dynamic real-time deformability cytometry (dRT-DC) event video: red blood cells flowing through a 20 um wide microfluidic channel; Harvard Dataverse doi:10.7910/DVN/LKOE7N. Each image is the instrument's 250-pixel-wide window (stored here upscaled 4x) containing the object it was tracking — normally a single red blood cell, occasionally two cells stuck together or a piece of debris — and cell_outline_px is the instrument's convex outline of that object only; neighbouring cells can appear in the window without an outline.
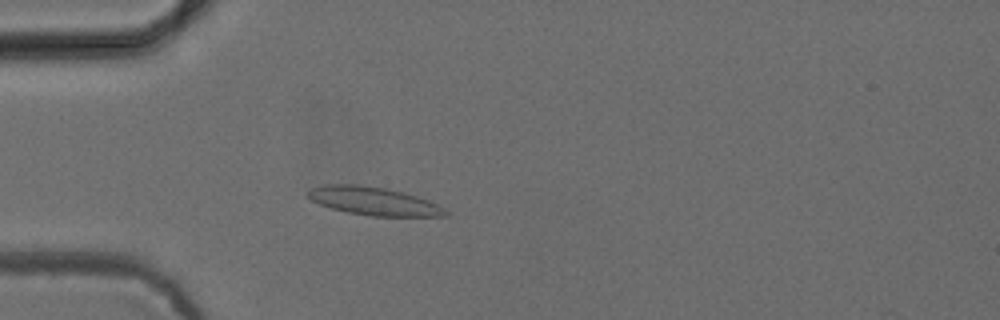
{"species": "common noctule bat (a hibernating species)", "species_latin": "Nyctalus noctula", "temperature_condition": "cold", "stored_images_in_passage": 54, "camera_frame_rate_fps": 3000, "um_per_image_px": 0.085, "animal": {"sex": "female", "body_mass_g": 24.6, "forearm_length_mm": 56.2}, "frame": {"image": 1, "passage_image": 15, "time_ms": 4.667, "image_size_px": [1000, 320], "cell_outline_px": [[448, 216], [372, 216], [348, 212], [332, 208], [320, 204], [312, 200], [308, 196], [308, 188], [324, 184], [360, 184], [388, 188], [404, 192], [428, 200], [444, 208], [448, 212]], "centroid_in_image_um": [31.75, 17.08], "position_along_channel_um": 53.2, "area_um2": 22.66}}
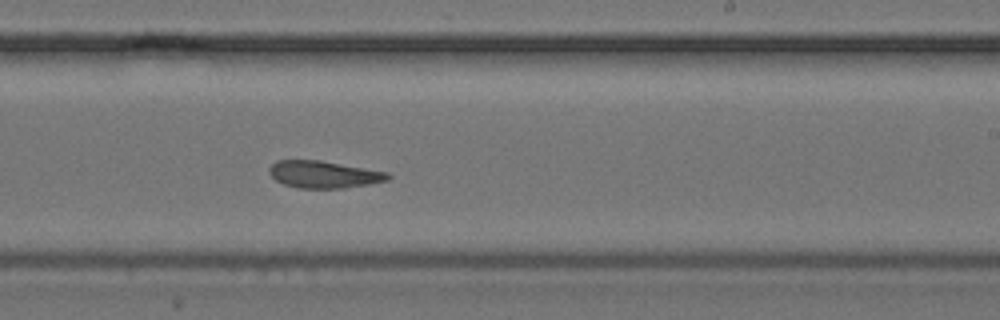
{"frame": {"image": 2, "passage_image": 32, "time_ms": 10.333, "image_size_px": [1000, 320], "cell_outline_px": [[392, 176], [388, 180], [368, 184], [344, 188], [296, 188], [284, 184], [276, 180], [268, 172], [268, 168], [276, 160], [320, 160], [388, 172]], "centroid_in_image_um": [27.51, 14.82], "position_along_channel_um": 261.5, "area_um2": 18.79}}
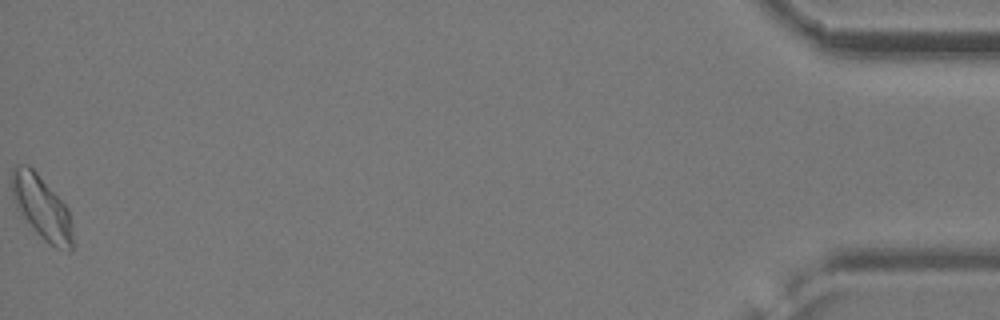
{"frame": {"image": 3, "passage_image": 53, "time_ms": 17.333, "image_size_px": [1000, 320], "cell_outline_px": [[72, 248], [68, 252], [56, 248], [48, 244], [36, 232], [16, 208], [12, 196], [12, 168], [16, 164], [28, 164], [36, 172], [68, 208], [72, 224]], "centroid_in_image_um": [3.54, 17.65], "position_along_channel_um": 431.7, "area_um2": 22.48}}